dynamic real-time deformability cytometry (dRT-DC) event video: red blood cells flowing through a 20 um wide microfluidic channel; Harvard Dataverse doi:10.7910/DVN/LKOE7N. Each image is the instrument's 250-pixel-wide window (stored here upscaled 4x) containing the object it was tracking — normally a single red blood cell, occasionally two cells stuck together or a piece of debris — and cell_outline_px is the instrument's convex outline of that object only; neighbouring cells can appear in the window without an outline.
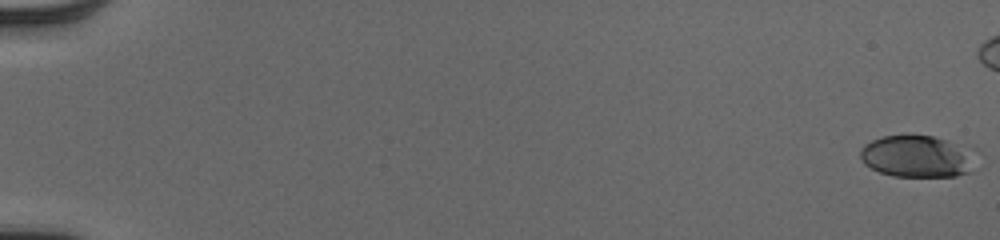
{"species": "human", "species_latin": "Homo sapiens", "temperature_condition": "cold", "stored_images_in_passage": 50, "camera_frame_rate_fps": 3000, "um_per_image_px": 0.085, "donor": {"sex": "male"}, "frame": {"image": 1, "passage_image": 1, "time_ms": 0.0, "image_size_px": [1000, 240], "cell_outline_px": [[980, 152], [968, 172], [956, 176], [892, 176], [880, 172], [864, 164], [860, 156], [860, 148], [864, 144], [872, 140], [884, 136], [904, 132], [908, 132], [932, 136], [972, 144], [980, 148]], "centroid_in_image_um": [78.09, 13.22], "position_along_channel_um": 6.9, "area_um2": 29.94}}
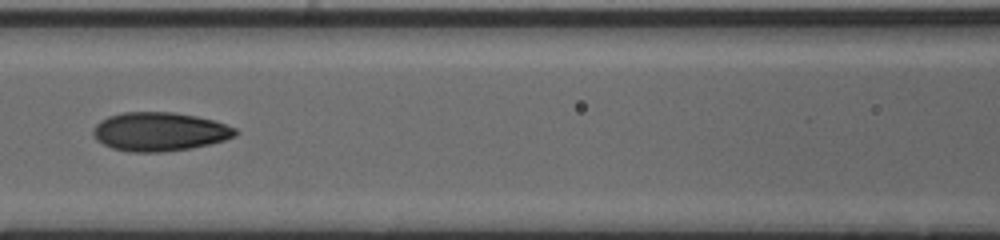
{"frame": {"image": 2, "passage_image": 27, "time_ms": 8.667, "image_size_px": [1000, 240], "cell_outline_px": [[236, 136], [224, 140], [208, 144], [188, 148], [160, 152], [128, 152], [112, 148], [96, 140], [92, 132], [92, 128], [100, 120], [108, 116], [124, 112], [172, 112], [196, 116], [212, 120], [236, 128]], "centroid_in_image_um": [13.51, 11.19], "position_along_channel_um": 153.1, "area_um2": 31.96}}
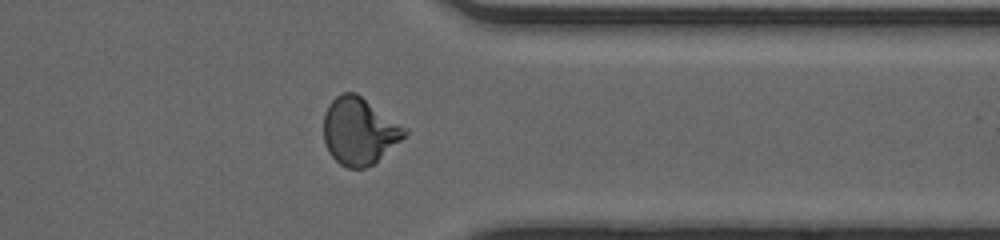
{"frame": {"image": 3, "passage_image": 44, "time_ms": 14.333, "image_size_px": [1000, 240], "cell_outline_px": [[408, 132], [400, 140], [372, 164], [364, 168], [348, 168], [340, 164], [328, 152], [324, 140], [324, 112], [328, 104], [336, 96], [344, 92], [356, 92], [408, 128]], "centroid_in_image_um": [30.52, 11.11], "position_along_channel_um": 380.9, "area_um2": 31.5}}